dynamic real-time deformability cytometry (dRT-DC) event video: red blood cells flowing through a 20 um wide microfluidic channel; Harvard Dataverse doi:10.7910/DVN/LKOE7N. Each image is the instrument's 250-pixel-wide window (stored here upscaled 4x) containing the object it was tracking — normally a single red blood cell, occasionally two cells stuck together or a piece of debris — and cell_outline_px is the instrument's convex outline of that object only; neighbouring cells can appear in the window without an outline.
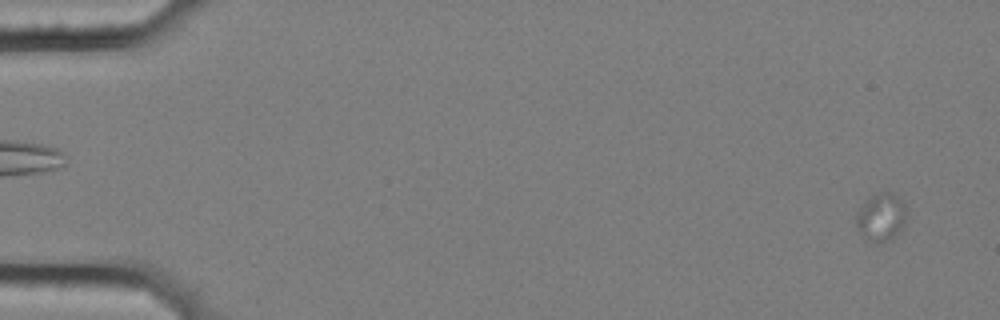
{"species": "common noctule bat (a hibernating species)", "species_latin": "Nyctalus noctula", "temperature_condition": "cold", "stored_images_in_passage": 22, "camera_frame_rate_fps": 3000, "um_per_image_px": 0.085, "animal": {"sex": "female", "body_mass_g": 25.1}, "frame": {"image": 1, "passage_image": 1, "time_ms": 0.0, "image_size_px": [1000, 320], "cell_outline_px": [[908, 216], [904, 224], [896, 236], [892, 240], [880, 244], [876, 244], [868, 240], [860, 232], [856, 224], [856, 212], [872, 196], [888, 192], [892, 192], [904, 204], [908, 212]], "centroid_in_image_um": [74.93, 18.52], "position_along_channel_um": 10.1, "area_um2": 14.05}}